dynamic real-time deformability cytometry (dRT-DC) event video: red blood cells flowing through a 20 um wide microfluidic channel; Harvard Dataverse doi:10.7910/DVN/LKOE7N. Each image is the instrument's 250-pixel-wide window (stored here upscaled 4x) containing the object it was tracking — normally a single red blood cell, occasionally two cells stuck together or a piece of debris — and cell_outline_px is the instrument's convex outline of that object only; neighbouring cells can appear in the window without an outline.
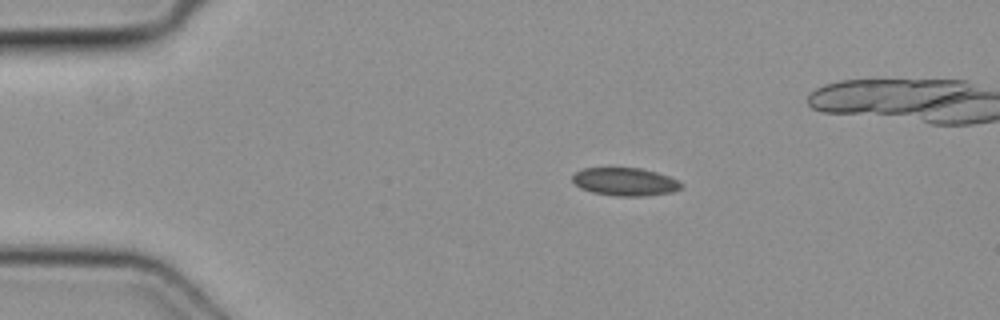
{"species": "common noctule bat (a hibernating species)", "species_latin": "Nyctalus noctula", "temperature_condition": "cold", "stored_images_in_passage": 5, "camera_frame_rate_fps": 3000, "um_per_image_px": 0.085, "animal": {"sex": "female", "body_mass_g": 19.3, "forearm_length_mm": 54.1}, "frame": {"image": 1, "passage_image": 2, "time_ms": 0.333, "image_size_px": [1000, 320], "cell_outline_px": [[684, 188], [672, 192], [644, 196], [616, 196], [592, 192], [580, 188], [572, 180], [572, 176], [576, 172], [584, 168], [640, 168], [656, 172], [668, 176], [684, 184]], "centroid_in_image_um": [53.15, 15.45], "position_along_channel_um": 31.9, "area_um2": 17.74}}